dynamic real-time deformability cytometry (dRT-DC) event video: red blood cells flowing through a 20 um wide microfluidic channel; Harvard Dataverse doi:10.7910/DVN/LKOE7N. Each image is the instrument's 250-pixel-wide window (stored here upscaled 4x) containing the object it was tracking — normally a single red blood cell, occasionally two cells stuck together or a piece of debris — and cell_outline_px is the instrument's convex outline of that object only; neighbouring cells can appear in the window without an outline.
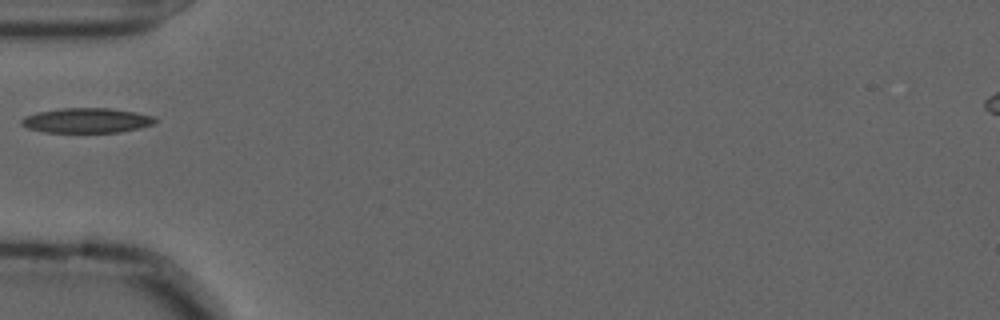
{"species": "common noctule bat (a hibernating species)", "species_latin": "Nyctalus noctula", "temperature_condition": "cold", "stored_images_in_passage": 34, "camera_frame_rate_fps": 3000, "um_per_image_px": 0.085, "animal": {"sex": "male", "forearm_length_mm": 52.5}, "frame": {"image": 1, "passage_image": 1, "time_ms": 0.0, "image_size_px": [1000, 320], "cell_outline_px": [[160, 120], [152, 124], [140, 128], [120, 132], [44, 132], [28, 128], [20, 124], [20, 120], [24, 116], [40, 112], [60, 108], [108, 108], [136, 112], [152, 116]], "centroid_in_image_um": [7.38, 10.24], "position_along_channel_um": 77.6, "area_um2": 19.36}}
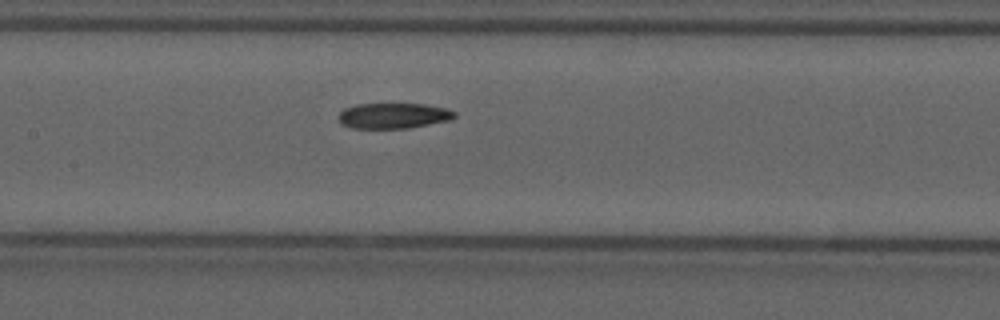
{"frame": {"image": 2, "passage_image": 9, "time_ms": 2.667, "image_size_px": [1000, 320], "cell_outline_px": [[456, 116], [448, 120], [408, 128], [352, 128], [344, 124], [340, 120], [340, 112], [344, 108], [356, 104], [424, 104], [448, 108], [456, 112]], "centroid_in_image_um": [33.47, 9.82], "position_along_channel_um": 173.9, "area_um2": 17.05}}
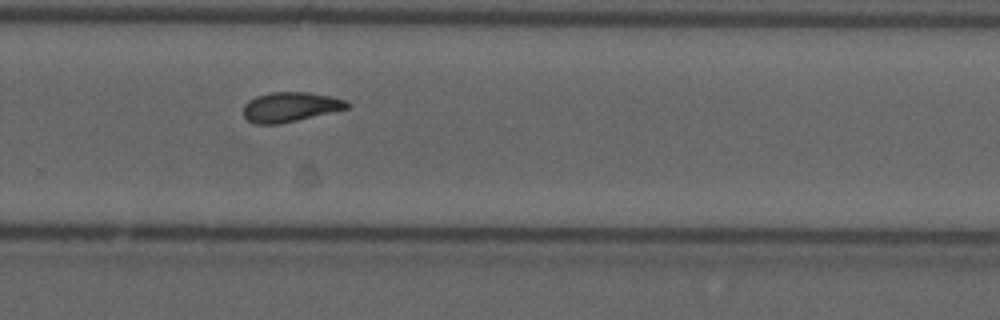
{"frame": {"image": 3, "passage_image": 20, "time_ms": 6.333, "image_size_px": [1000, 320], "cell_outline_px": [[352, 104], [348, 108], [296, 120], [276, 124], [256, 124], [248, 120], [244, 116], [244, 104], [248, 100], [256, 96], [272, 92], [308, 92], [332, 96], [344, 100]], "centroid_in_image_um": [24.66, 9.08], "position_along_channel_um": 305.1, "area_um2": 17.8}}